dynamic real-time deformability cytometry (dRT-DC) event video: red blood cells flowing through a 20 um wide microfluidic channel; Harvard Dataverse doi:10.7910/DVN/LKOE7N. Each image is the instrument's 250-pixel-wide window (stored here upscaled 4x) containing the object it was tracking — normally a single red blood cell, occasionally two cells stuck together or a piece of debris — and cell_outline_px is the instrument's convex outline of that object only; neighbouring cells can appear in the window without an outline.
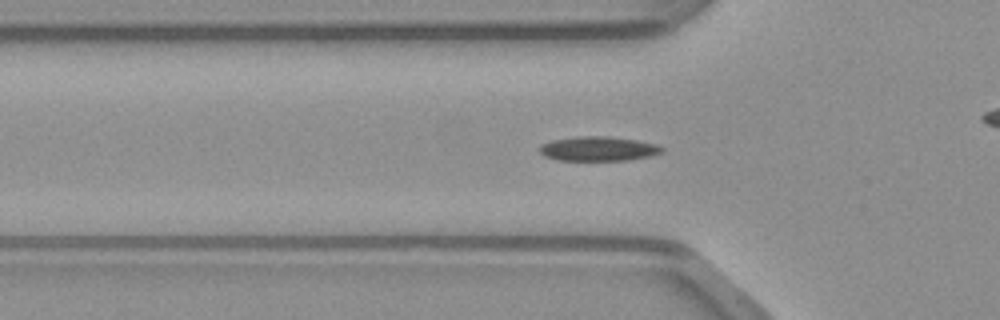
{"species": "common noctule bat (a hibernating species)", "species_latin": "Nyctalus noctula", "temperature_condition": "warm", "stored_images_in_passage": 49, "camera_frame_rate_fps": 3000, "um_per_image_px": 0.085, "animal": {"sex": "male", "body_mass_g": 23.1, "forearm_length_mm": 52.7}, "frame": {"image": 1, "passage_image": 15, "time_ms": 4.667, "image_size_px": [1000, 320], "cell_outline_px": [[664, 152], [648, 156], [628, 160], [556, 160], [544, 156], [540, 152], [540, 144], [552, 140], [580, 136], [608, 136], [636, 140], [656, 144], [664, 148]], "centroid_in_image_um": [50.85, 12.64], "position_along_channel_um": 75.0, "area_um2": 17.4}}
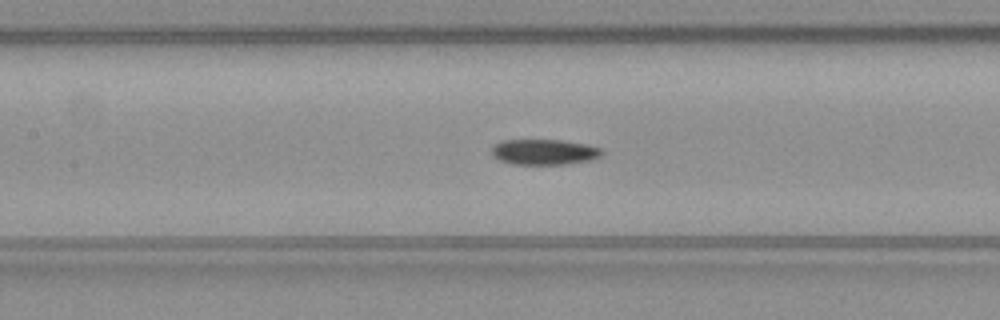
{"frame": {"image": 2, "passage_image": 21, "time_ms": 6.667, "image_size_px": [1000, 320], "cell_outline_px": [[604, 152], [600, 156], [592, 160], [564, 164], [512, 164], [500, 160], [492, 156], [492, 148], [496, 144], [504, 140], [564, 140], [588, 144], [600, 148]], "centroid_in_image_um": [46.29, 12.91], "position_along_channel_um": 161.1, "area_um2": 16.42}}
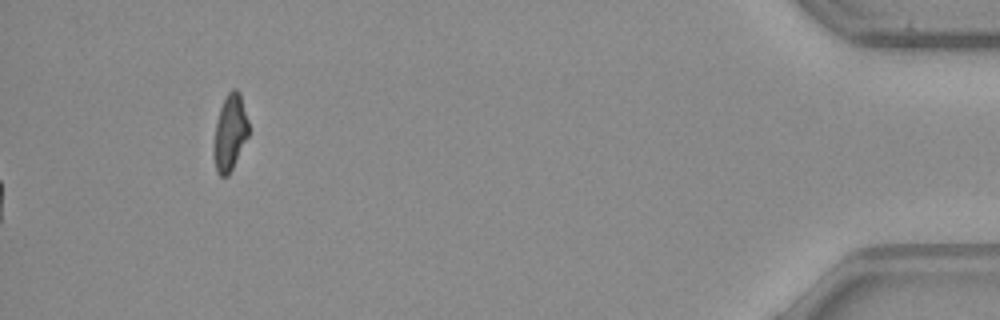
{"frame": {"image": 3, "passage_image": 49, "time_ms": 16.0, "image_size_px": [1000, 320], "cell_outline_px": [[248, 136], [228, 176], [220, 176], [216, 172], [212, 152], [212, 148], [216, 120], [224, 96], [232, 88], [236, 88], [240, 92], [248, 120]], "centroid_in_image_um": [19.51, 11.25], "position_along_channel_um": 415.7, "area_um2": 15.72}}